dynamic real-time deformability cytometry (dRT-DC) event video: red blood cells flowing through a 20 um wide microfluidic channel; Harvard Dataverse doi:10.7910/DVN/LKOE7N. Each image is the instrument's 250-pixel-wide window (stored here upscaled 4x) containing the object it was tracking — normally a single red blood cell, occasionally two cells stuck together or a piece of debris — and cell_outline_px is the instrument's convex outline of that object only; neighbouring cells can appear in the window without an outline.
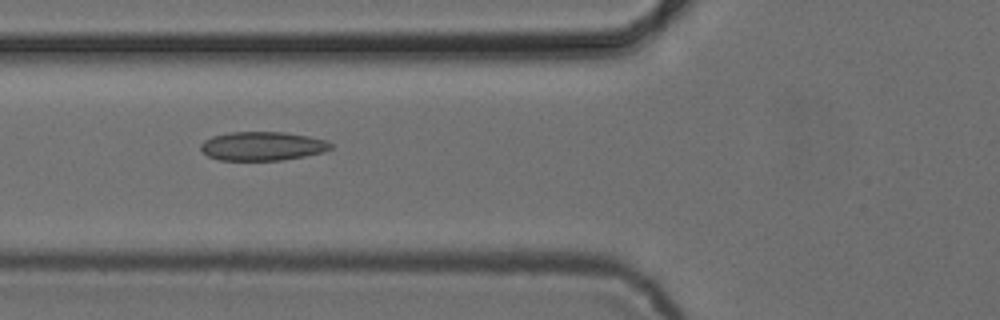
{"species": "common noctule bat (a hibernating species)", "species_latin": "Nyctalus noctula", "temperature_condition": "cold", "stored_images_in_passage": 36, "camera_frame_rate_fps": 3000, "um_per_image_px": 0.085, "animal": {"sex": "female", "body_mass_g": 24.6, "forearm_length_mm": 56.2}, "frame": {"image": 1, "passage_image": 3, "time_ms": 0.667, "image_size_px": [1000, 320], "cell_outline_px": [[332, 148], [324, 152], [304, 156], [280, 160], [220, 160], [208, 156], [200, 148], [200, 144], [204, 140], [212, 136], [228, 132], [284, 132], [308, 136], [328, 140], [332, 144]], "centroid_in_image_um": [22.31, 12.41], "position_along_channel_um": 103.5, "area_um2": 21.91}}
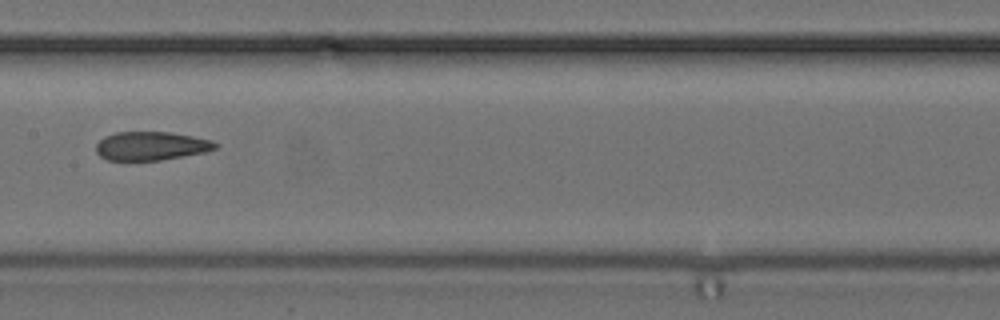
{"frame": {"image": 2, "passage_image": 10, "time_ms": 3.0, "image_size_px": [1000, 320], "cell_outline_px": [[220, 144], [216, 148], [204, 152], [160, 160], [108, 160], [100, 156], [96, 152], [96, 144], [104, 136], [116, 132], [168, 132], [192, 136], [212, 140]], "centroid_in_image_um": [12.84, 12.4], "position_along_channel_um": 194.6, "area_um2": 19.83}}
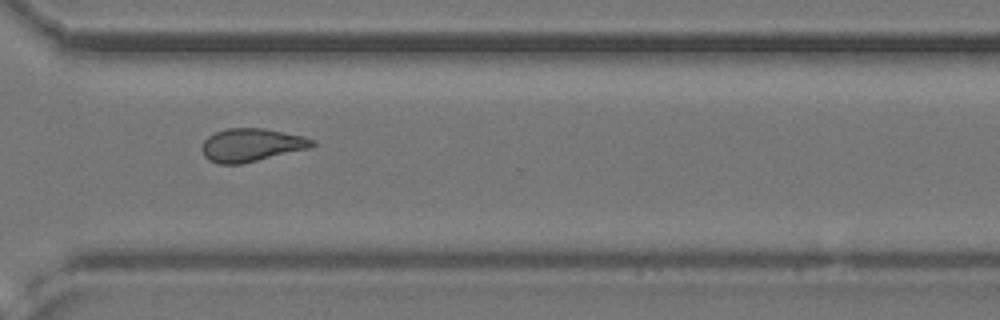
{"frame": {"image": 3, "passage_image": 22, "time_ms": 7.0, "image_size_px": [1000, 320], "cell_outline_px": [[316, 144], [312, 148], [240, 164], [220, 164], [208, 160], [204, 156], [200, 148], [204, 140], [208, 136], [224, 128], [264, 128], [304, 136], [316, 140]], "centroid_in_image_um": [21.38, 12.32], "position_along_channel_um": 349.2, "area_um2": 21.56}}